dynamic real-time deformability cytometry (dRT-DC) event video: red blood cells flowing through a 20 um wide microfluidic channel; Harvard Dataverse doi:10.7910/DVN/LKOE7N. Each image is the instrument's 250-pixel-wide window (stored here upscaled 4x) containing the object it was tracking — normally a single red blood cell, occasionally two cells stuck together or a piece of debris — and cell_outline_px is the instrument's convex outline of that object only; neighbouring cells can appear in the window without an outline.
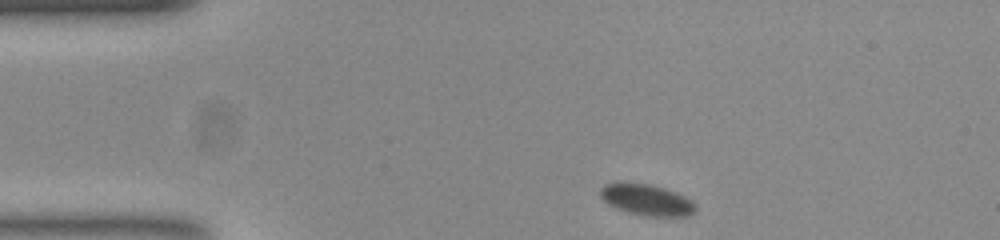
{"species": "common noctule bat (a hibernating species)", "species_latin": "Nyctalus noctula", "temperature_condition": "room temperature", "stored_images_in_passage": 48, "camera_frame_rate_fps": 3000, "um_per_image_px": 0.085, "animal": {"sex": "female", "body_mass_g": 23.0, "forearm_length_mm": 53.4}, "frame": {"image": 1, "passage_image": 1, "time_ms": 0.0, "image_size_px": [1000, 240], "cell_outline_px": [[692, 212], [684, 216], [652, 216], [628, 212], [604, 200], [600, 196], [600, 192], [608, 184], [644, 184], [660, 188], [672, 192], [688, 200], [692, 204]], "centroid_in_image_um": [54.93, 17.01], "position_along_channel_um": 30.1, "area_um2": 15.66}}
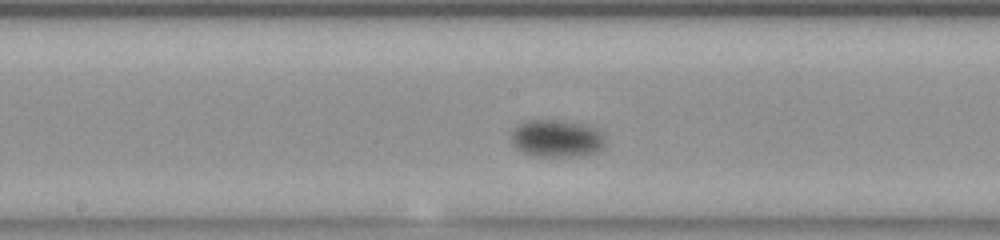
{"frame": {"image": 2, "passage_image": 20, "time_ms": 6.333, "image_size_px": [1000, 240], "cell_outline_px": [[600, 148], [596, 152], [584, 156], [536, 156], [524, 152], [512, 140], [512, 132], [520, 124], [528, 120], [552, 120], [572, 124], [588, 128], [596, 132], [600, 136]], "centroid_in_image_um": [47.22, 11.8], "position_along_channel_um": 201.0, "area_um2": 18.96}}
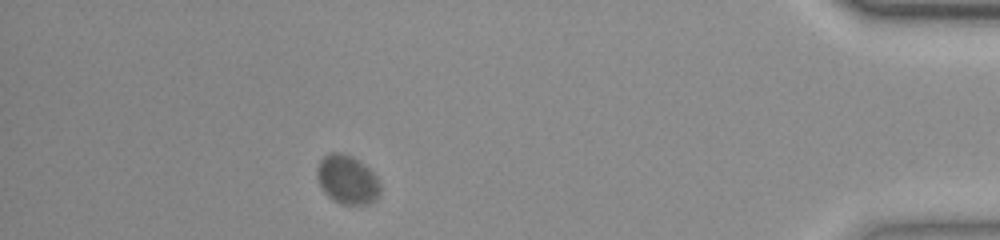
{"frame": {"image": 3, "passage_image": 42, "time_ms": 13.667, "image_size_px": [1000, 240], "cell_outline_px": [[380, 192], [368, 204], [340, 204], [328, 196], [324, 192], [316, 176], [316, 168], [320, 160], [324, 156], [332, 152], [340, 152], [352, 156], [364, 164], [372, 172], [380, 188]], "centroid_in_image_um": [29.46, 15.25], "position_along_channel_um": 405.7, "area_um2": 17.69}, "authors_computed_cell_mechanics": {"area_um2": 17.918, "velocity_mm_per_s": 3.5347, "shape_relaxation_time_tau1_ms": 1.9863, "shape_relaxation_time_tau2_ms": null, "deformation_change_tau1": 0.058, "deformation_change_tau2": null}}